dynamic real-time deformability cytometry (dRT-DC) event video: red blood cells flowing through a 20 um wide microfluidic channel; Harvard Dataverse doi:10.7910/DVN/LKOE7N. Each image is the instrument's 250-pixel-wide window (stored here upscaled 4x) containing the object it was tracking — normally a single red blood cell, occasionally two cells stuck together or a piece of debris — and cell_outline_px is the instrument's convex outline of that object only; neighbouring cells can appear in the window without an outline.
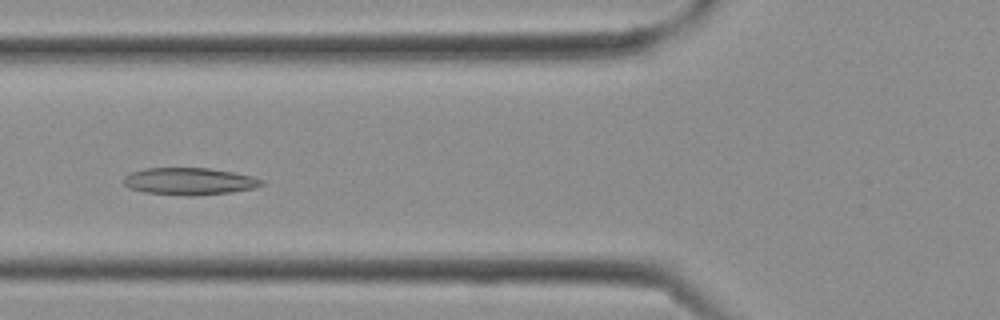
{"species": "Egyptian fruit bat (a non-hibernating species)", "species_latin": "Rousettus aegyptiacus", "temperature_condition": "cold", "stored_images_in_passage": 29, "camera_frame_rate_fps": 3000, "um_per_image_px": 0.085, "frame": {"image": 1, "passage_image": 11, "time_ms": 3.333, "image_size_px": [1000, 320], "cell_outline_px": [[264, 184], [252, 188], [232, 192], [196, 196], [184, 196], [144, 192], [128, 188], [124, 184], [124, 176], [132, 172], [144, 168], [208, 168], [232, 172], [252, 176], [264, 180]], "centroid_in_image_um": [16.08, 15.42], "position_along_channel_um": 109.7, "area_um2": 21.91}}
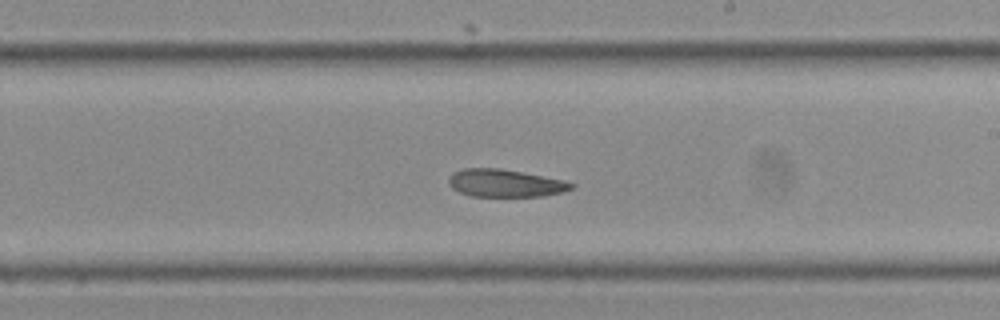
{"frame": {"image": 2, "passage_image": 17, "time_ms": 5.333, "image_size_px": [1000, 320], "cell_outline_px": [[576, 184], [572, 188], [564, 192], [544, 196], [472, 196], [460, 192], [452, 188], [448, 184], [448, 176], [452, 172], [464, 168], [500, 168], [564, 180]], "centroid_in_image_um": [42.92, 15.56], "position_along_channel_um": 246.1, "area_um2": 19.83}}
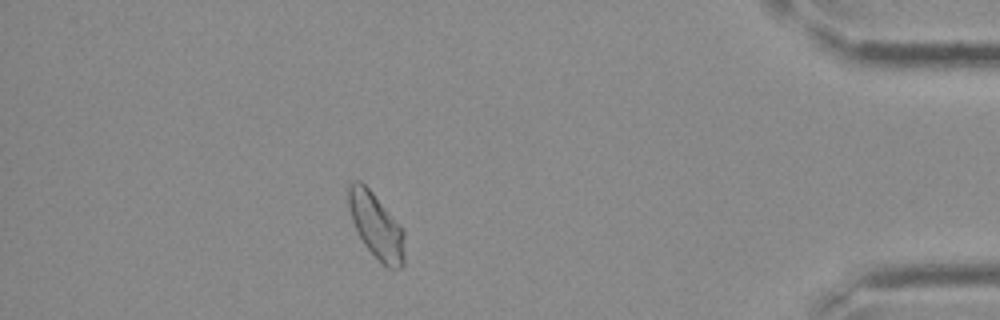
{"frame": {"image": 3, "passage_image": 26, "time_ms": 8.333, "image_size_px": [1000, 320], "cell_outline_px": [[404, 264], [400, 268], [388, 268], [364, 244], [356, 232], [348, 208], [348, 184], [352, 180], [360, 180], [372, 192], [400, 224], [404, 232]], "centroid_in_image_um": [31.96, 19.16], "position_along_channel_um": 403.2, "area_um2": 21.33}}